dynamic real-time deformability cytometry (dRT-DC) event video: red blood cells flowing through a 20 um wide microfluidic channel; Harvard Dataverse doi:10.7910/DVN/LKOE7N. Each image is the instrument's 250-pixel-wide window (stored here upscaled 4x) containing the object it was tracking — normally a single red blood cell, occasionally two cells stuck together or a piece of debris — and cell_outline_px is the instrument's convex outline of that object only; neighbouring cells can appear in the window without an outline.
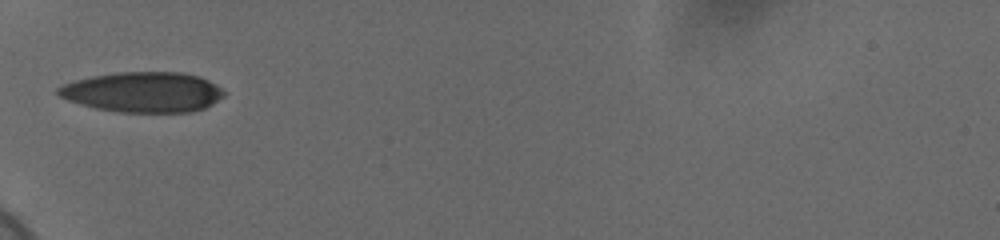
{"species": "human", "species_latin": "Homo sapiens", "temperature_condition": "cold", "stored_images_in_passage": 36, "camera_frame_rate_fps": 3000, "um_per_image_px": 0.085, "donor": {"sex": "female"}, "frame": {"image": 1, "passage_image": 1, "time_ms": 0.0, "image_size_px": [1000, 240], "cell_outline_px": [[224, 96], [212, 104], [204, 108], [192, 112], [116, 112], [96, 108], [68, 100], [60, 96], [56, 92], [56, 88], [64, 84], [76, 80], [92, 76], [116, 72], [180, 72], [200, 76], [216, 84], [224, 92]], "centroid_in_image_um": [12.17, 7.82], "position_along_channel_um": 72.8, "area_um2": 38.9}}
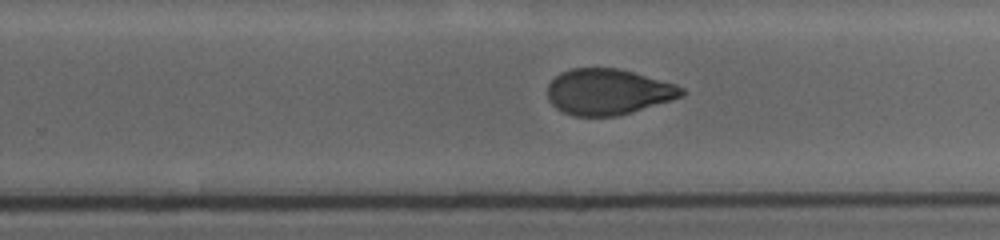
{"frame": {"image": 2, "passage_image": 18, "time_ms": 5.667, "image_size_px": [1000, 240], "cell_outline_px": [[688, 92], [684, 96], [672, 100], [632, 112], [616, 116], [572, 116], [556, 108], [548, 100], [548, 84], [560, 72], [572, 68], [616, 68], [632, 72], [676, 84], [684, 88]], "centroid_in_image_um": [51.7, 7.81], "position_along_channel_um": 278.1, "area_um2": 35.95}}
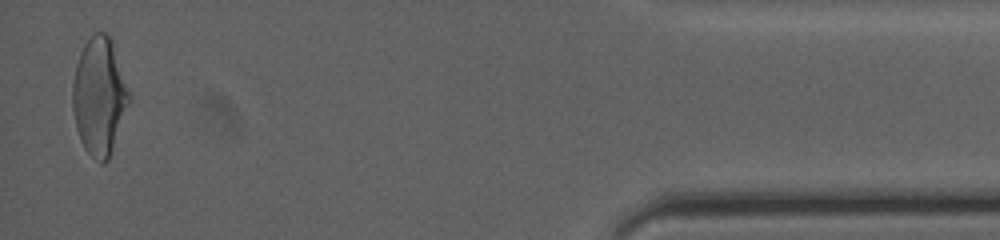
{"frame": {"image": 3, "passage_image": 35, "time_ms": 11.333, "image_size_px": [1000, 240], "cell_outline_px": [[132, 100], [108, 160], [104, 164], [92, 156], [84, 148], [80, 140], [76, 128], [72, 108], [72, 84], [76, 64], [80, 52], [84, 44], [96, 32], [108, 32], [112, 40]], "centroid_in_image_um": [8.45, 8.18], "position_along_channel_um": 426.8, "area_um2": 38.9}, "authors_computed_cell_mechanics": {"area_um2": 37.3966, "velocity_mm_per_s": 3.6946, "shape_relaxation_time_tau1_ms": 6.4364, "shape_relaxation_time_tau2_ms": 1.9792, "deformation_change_tau1": 0.2023, "deformation_change_tau2": 0.0724}}